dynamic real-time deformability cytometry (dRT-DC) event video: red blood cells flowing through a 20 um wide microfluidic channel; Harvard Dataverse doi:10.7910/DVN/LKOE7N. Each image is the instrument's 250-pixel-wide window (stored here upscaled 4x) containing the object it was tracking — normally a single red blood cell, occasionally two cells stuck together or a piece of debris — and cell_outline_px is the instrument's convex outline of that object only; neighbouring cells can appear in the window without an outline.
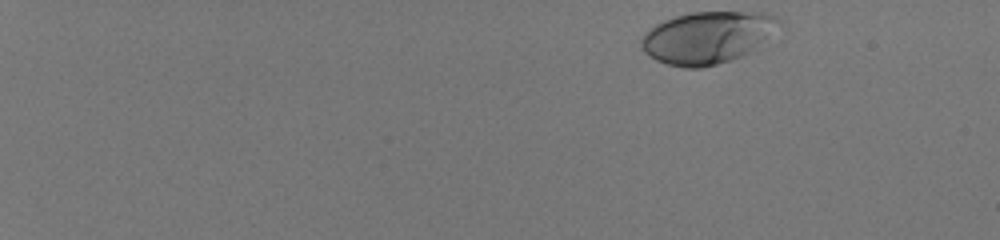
{"species": "human", "species_latin": "Homo sapiens", "temperature_condition": "room temperature", "stored_images_in_passage": 49, "camera_frame_rate_fps": 3000, "um_per_image_px": 0.085, "donor": {"sex": "male"}, "frame": {"image": 1, "passage_image": 1, "time_ms": 0.0, "image_size_px": [1000, 240], "cell_outline_px": [[780, 20], [756, 48], [740, 56], [716, 64], [700, 68], [684, 68], [668, 64], [656, 60], [644, 52], [640, 44], [640, 40], [644, 32], [656, 24], [664, 20], [688, 12], [768, 12], [776, 16]], "centroid_in_image_um": [60.05, 3.17], "position_along_channel_um": 25.0, "area_um2": 41.27}}
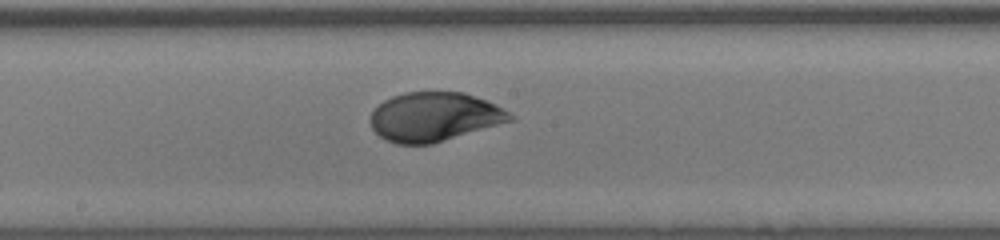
{"frame": {"image": 2, "passage_image": 29, "time_ms": 9.333, "image_size_px": [1000, 240], "cell_outline_px": [[516, 120], [432, 144], [396, 144], [380, 136], [372, 128], [368, 120], [372, 112], [384, 100], [392, 96], [404, 92], [464, 92], [496, 104], [516, 116]], "centroid_in_image_um": [36.95, 9.93], "position_along_channel_um": 211.3, "area_um2": 40.17}}
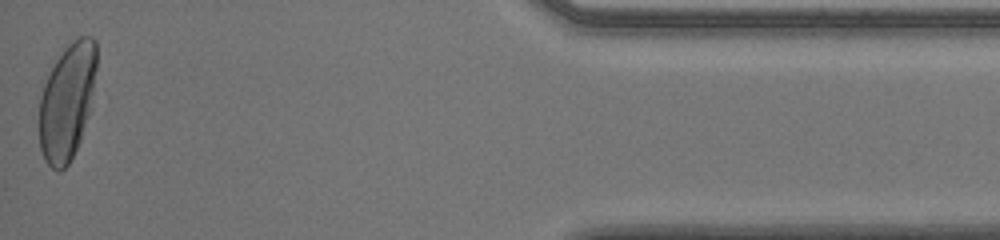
{"frame": {"image": 3, "passage_image": 49, "time_ms": 16.0, "image_size_px": [1000, 240], "cell_outline_px": [[96, 68], [88, 116], [80, 140], [68, 164], [60, 172], [56, 172], [44, 160], [40, 148], [40, 96], [44, 84], [56, 60], [64, 48], [72, 40], [80, 36], [92, 36], [96, 40]], "centroid_in_image_um": [5.7, 8.63], "position_along_channel_um": 429.5, "area_um2": 38.49}, "authors_computed_cell_mechanics": {"area_um2": 39.4196, "velocity_mm_per_s": 4.0235, "shape_relaxation_time_tau1_ms": 5.8036, "shape_relaxation_time_tau2_ms": null, "deformation_change_tau1": 0.2394, "deformation_change_tau2": null}}